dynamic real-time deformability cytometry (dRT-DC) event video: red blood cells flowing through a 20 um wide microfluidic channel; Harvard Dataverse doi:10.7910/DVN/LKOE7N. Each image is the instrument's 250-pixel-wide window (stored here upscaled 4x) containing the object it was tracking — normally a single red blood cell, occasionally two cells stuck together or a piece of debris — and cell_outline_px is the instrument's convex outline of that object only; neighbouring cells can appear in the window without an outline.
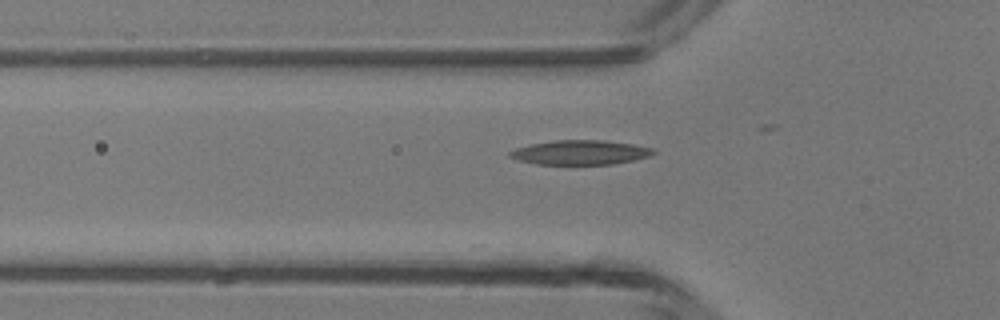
{"species": "common noctule bat (a hibernating species)", "species_latin": "Nyctalus noctula", "temperature_condition": "room temperature", "stored_images_in_passage": 8, "camera_frame_rate_fps": 3000, "um_per_image_px": 0.085, "animal": {"sex": "male", "body_mass_g": 13.3}, "frame": {"image": 1, "passage_image": 2, "time_ms": 0.333, "image_size_px": [1000, 320], "cell_outline_px": [[656, 152], [648, 156], [632, 160], [612, 164], [536, 164], [520, 160], [508, 156], [508, 152], [516, 148], [532, 144], [556, 140], [604, 140], [632, 144], [652, 148]], "centroid_in_image_um": [49.3, 12.95], "position_along_channel_um": 76.5, "area_um2": 20.17}}
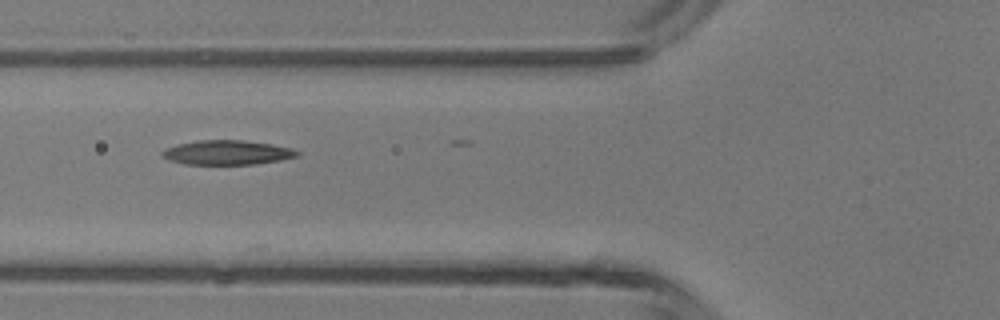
{"frame": {"image": 2, "passage_image": 4, "time_ms": 1.0, "image_size_px": [1000, 320], "cell_outline_px": [[300, 156], [280, 160], [256, 164], [184, 164], [168, 160], [160, 156], [160, 152], [164, 148], [176, 144], [196, 140], [240, 140], [272, 144], [292, 148], [300, 152]], "centroid_in_image_um": [19.26, 12.96], "position_along_channel_um": 106.5, "area_um2": 19.48}}
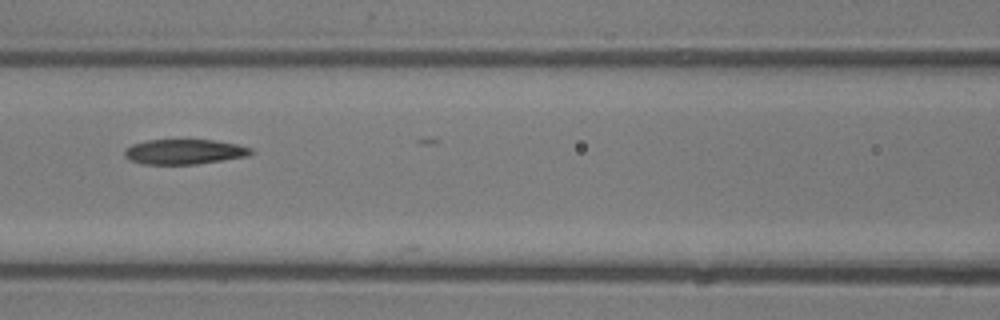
{"frame": {"image": 3, "passage_image": 7, "time_ms": 2.0, "image_size_px": [1000, 320], "cell_outline_px": [[256, 152], [248, 156], [196, 164], [140, 164], [128, 160], [124, 156], [124, 148], [132, 144], [148, 140], [212, 140], [236, 144], [252, 148]], "centroid_in_image_um": [15.64, 12.9], "position_along_channel_um": 151.0, "area_um2": 18.55}}